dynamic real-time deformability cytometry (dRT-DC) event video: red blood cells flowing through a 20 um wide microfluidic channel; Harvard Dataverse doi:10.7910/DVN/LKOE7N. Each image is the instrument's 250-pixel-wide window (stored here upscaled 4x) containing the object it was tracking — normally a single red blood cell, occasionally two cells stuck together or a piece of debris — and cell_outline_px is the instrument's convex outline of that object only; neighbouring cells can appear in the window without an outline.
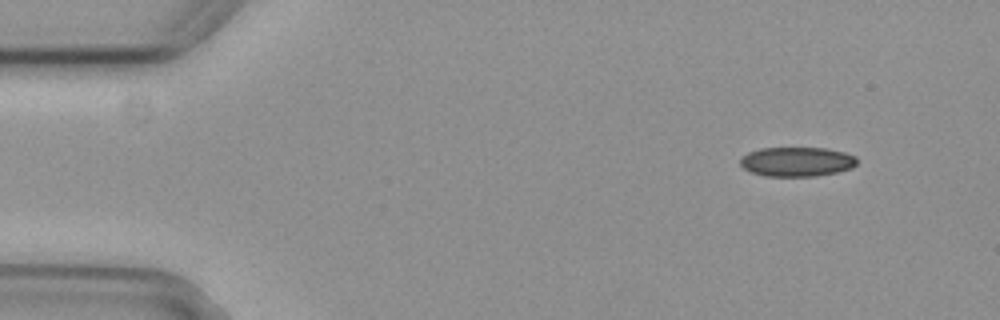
{"species": "common noctule bat (a hibernating species)", "species_latin": "Nyctalus noctula", "temperature_condition": "cold", "stored_images_in_passage": 5, "segment_of_instrument_passage": [2, 2], "camera_frame_rate_fps": 3000, "um_per_image_px": 0.085, "animal": {"sex": "female", "body_mass_g": 29.2, "forearm_length_mm": 56.3}, "frame": {"image": 1, "passage_image": 5, "time_ms": 1.333, "image_size_px": [1000, 320], "cell_outline_px": [[856, 164], [852, 168], [836, 172], [812, 176], [764, 176], [748, 172], [740, 164], [740, 156], [748, 152], [760, 148], [824, 148], [844, 152], [856, 156]], "centroid_in_image_um": [67.68, 13.74], "position_along_channel_um": 17.3, "area_um2": 20.11}}